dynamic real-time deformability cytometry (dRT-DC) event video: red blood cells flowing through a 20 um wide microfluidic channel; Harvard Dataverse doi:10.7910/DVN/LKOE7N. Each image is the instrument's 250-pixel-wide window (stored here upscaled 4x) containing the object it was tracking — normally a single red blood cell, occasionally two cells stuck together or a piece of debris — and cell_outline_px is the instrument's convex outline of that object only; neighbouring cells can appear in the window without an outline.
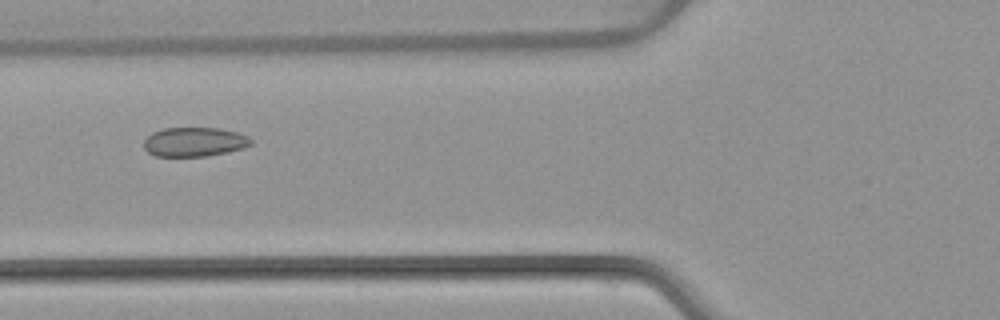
{"species": "common noctule bat (a hibernating species)", "species_latin": "Nyctalus noctula", "temperature_condition": "warm", "stored_images_in_passage": 7, "camera_frame_rate_fps": 3000, "um_per_image_px": 0.085, "animal": {"sex": "female", "body_mass_g": 22.7, "forearm_length_mm": 54.2}, "frame": {"image": 1, "passage_image": 6, "time_ms": 6.0, "image_size_px": [1000, 320], "cell_outline_px": [[252, 144], [244, 148], [228, 152], [208, 156], [156, 156], [148, 152], [144, 148], [144, 140], [152, 132], [164, 128], [220, 128], [236, 132], [248, 136], [252, 140]], "centroid_in_image_um": [16.54, 12.06], "position_along_channel_um": 109.3, "area_um2": 18.32}}
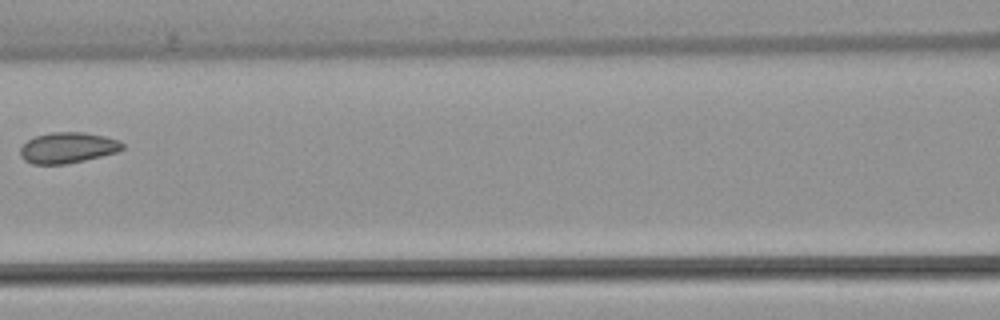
{"frame": {"image": 2, "passage_image": 7, "time_ms": 7.333, "image_size_px": [1000, 320], "cell_outline_px": [[124, 148], [116, 152], [84, 160], [64, 164], [32, 164], [24, 160], [20, 156], [20, 148], [28, 140], [36, 136], [52, 132], [84, 132], [104, 136], [120, 140], [124, 144]], "centroid_in_image_um": [5.75, 12.55], "position_along_channel_um": 160.8, "area_um2": 18.26}}